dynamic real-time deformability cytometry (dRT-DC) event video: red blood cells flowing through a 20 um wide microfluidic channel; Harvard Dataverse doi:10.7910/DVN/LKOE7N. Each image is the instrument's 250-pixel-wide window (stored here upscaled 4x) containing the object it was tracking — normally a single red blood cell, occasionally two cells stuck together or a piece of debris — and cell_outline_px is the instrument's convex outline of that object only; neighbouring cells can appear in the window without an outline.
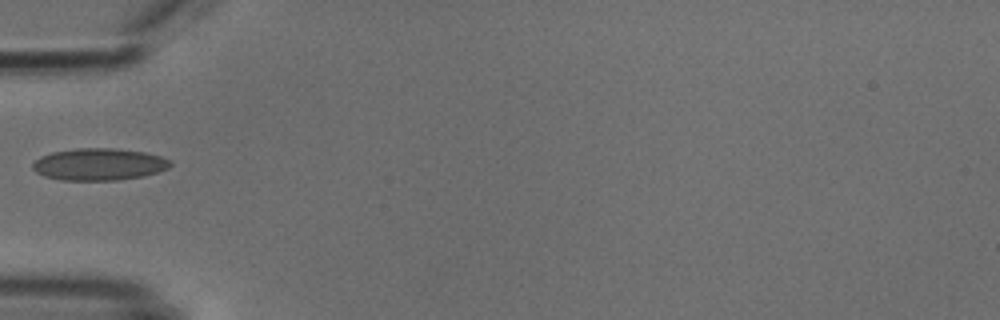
{"species": "common noctule bat (a hibernating species)", "species_latin": "Nyctalus noctula", "temperature_condition": "cold", "stored_images_in_passage": 22, "camera_frame_rate_fps": 3000, "um_per_image_px": 0.085, "animal": {"sex": "male", "body_mass_g": 18.8}, "frame": {"image": 1, "passage_image": 1, "time_ms": 0.0, "image_size_px": [1000, 320], "cell_outline_px": [[172, 164], [168, 168], [144, 176], [116, 180], [64, 180], [44, 176], [36, 172], [32, 168], [32, 164], [40, 156], [52, 152], [76, 148], [112, 148], [144, 152], [160, 156], [172, 160]], "centroid_in_image_um": [8.41, 13.96], "position_along_channel_um": 76.6, "area_um2": 25.66}}
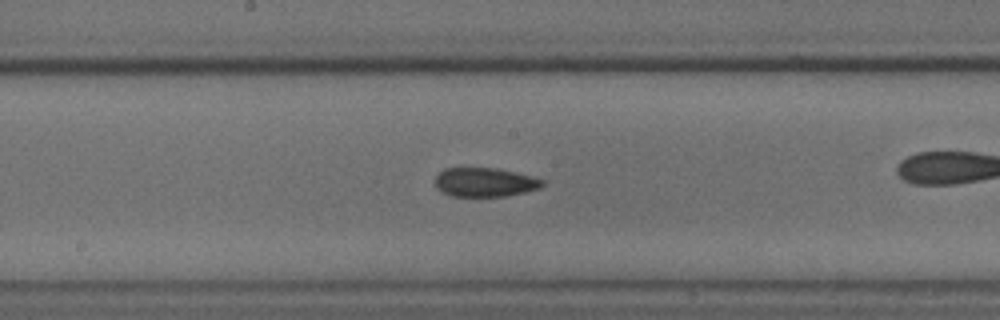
{"frame": {"image": 2, "passage_image": 8, "time_ms": 2.333, "image_size_px": [1000, 320], "cell_outline_px": [[544, 184], [540, 188], [524, 192], [504, 196], [452, 196], [436, 188], [436, 176], [444, 168], [496, 168], [516, 172], [532, 176], [544, 180]], "centroid_in_image_um": [41.23, 15.48], "position_along_channel_um": 207.0, "area_um2": 18.03}}
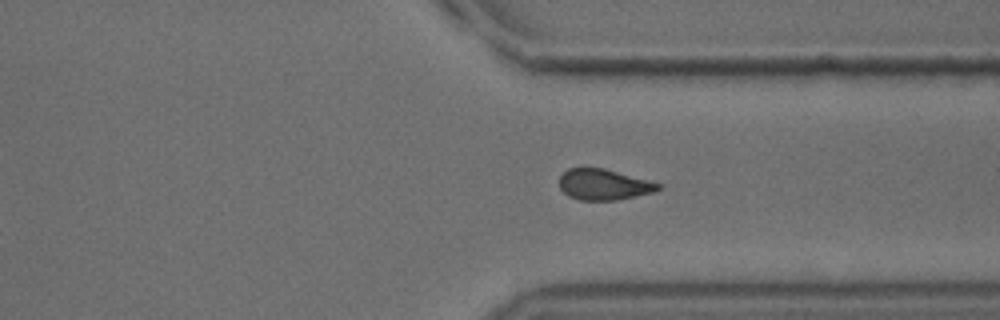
{"frame": {"image": 3, "passage_image": 20, "time_ms": 6.333, "image_size_px": [1000, 320], "cell_outline_px": [[664, 184], [660, 188], [652, 192], [616, 200], [580, 200], [568, 196], [560, 188], [560, 176], [568, 168], [604, 168]], "centroid_in_image_um": [51.32, 15.68], "position_along_channel_um": 360.1, "area_um2": 17.69}}